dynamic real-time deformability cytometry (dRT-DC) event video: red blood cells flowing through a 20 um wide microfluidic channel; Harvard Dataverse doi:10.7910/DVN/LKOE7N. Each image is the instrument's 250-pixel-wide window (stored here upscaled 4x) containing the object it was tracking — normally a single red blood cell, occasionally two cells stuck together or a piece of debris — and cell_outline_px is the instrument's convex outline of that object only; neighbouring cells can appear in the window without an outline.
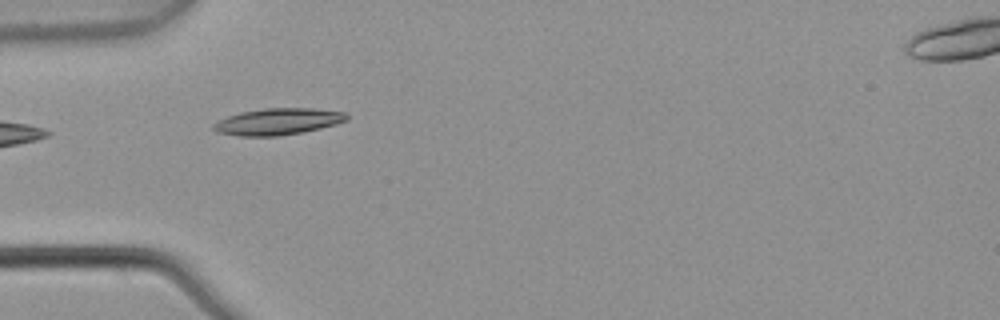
{"species": "common noctule bat (a hibernating species)", "species_latin": "Nyctalus noctula", "temperature_condition": "warm", "stored_images_in_passage": 6, "camera_frame_rate_fps": 3000, "um_per_image_px": 0.085, "animal": {"sex": "male", "body_mass_g": 21.5, "forearm_length_mm": 52.0}, "frame": {"image": 1, "passage_image": 3, "time_ms": 0.667, "image_size_px": [1000, 320], "cell_outline_px": [[348, 120], [336, 124], [304, 132], [276, 136], [240, 136], [216, 132], [212, 128], [212, 124], [228, 116], [240, 112], [264, 108], [312, 108], [344, 112], [348, 116]], "centroid_in_image_um": [23.61, 10.33], "position_along_channel_um": 61.4, "area_um2": 20.63}}
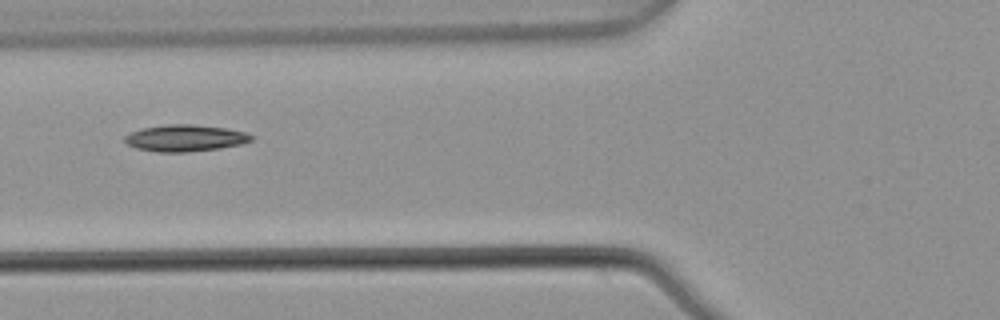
{"frame": {"image": 2, "passage_image": 4, "time_ms": 1.0, "image_size_px": [1000, 320], "cell_outline_px": [[256, 136], [252, 140], [244, 144], [220, 148], [188, 152], [156, 152], [136, 148], [128, 144], [124, 140], [124, 136], [132, 132], [144, 128], [168, 124], [192, 124], [228, 128], [244, 132]], "centroid_in_image_um": [15.79, 11.74], "position_along_channel_um": 110.0, "area_um2": 19.77}}
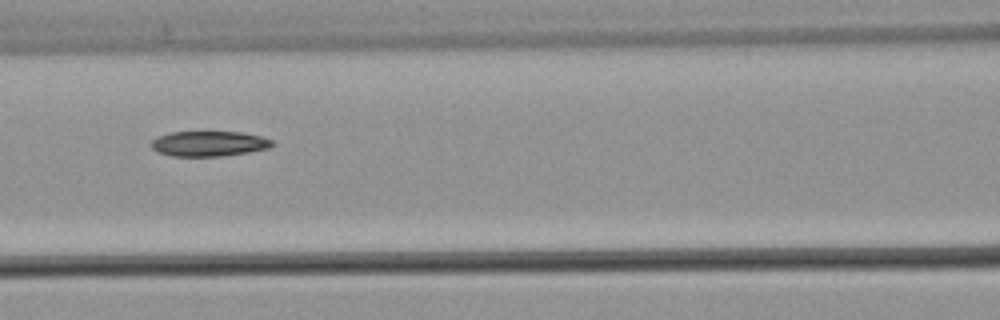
{"frame": {"image": 3, "passage_image": 5, "time_ms": 1.333, "image_size_px": [1000, 320], "cell_outline_px": [[276, 144], [268, 148], [248, 152], [224, 156], [172, 156], [160, 152], [152, 148], [152, 140], [160, 136], [172, 132], [240, 132], [264, 136], [272, 140]], "centroid_in_image_um": [17.83, 12.21], "position_along_channel_um": 148.8, "area_um2": 17.69}}